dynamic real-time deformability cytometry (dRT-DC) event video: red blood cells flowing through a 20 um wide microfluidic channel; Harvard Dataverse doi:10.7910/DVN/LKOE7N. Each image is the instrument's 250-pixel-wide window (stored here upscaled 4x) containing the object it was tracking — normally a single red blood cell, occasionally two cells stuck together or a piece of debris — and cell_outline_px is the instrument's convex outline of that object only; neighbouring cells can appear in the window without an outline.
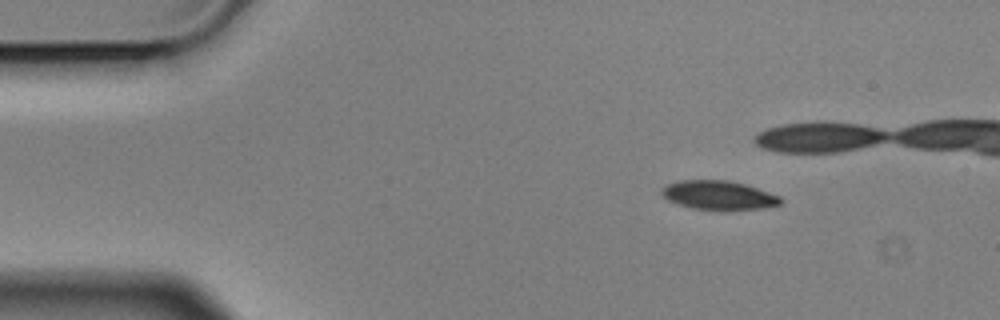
{"species": "Egyptian fruit bat (a non-hibernating species)", "species_latin": "Rousettus aegyptiacus", "temperature_condition": "cold", "stored_images_in_passage": 6, "segment_of_instrument_passage": [1, 2], "camera_frame_rate_fps": 3000, "um_per_image_px": 0.085, "animal": {"sex": "male"}, "frame": {"image": 1, "passage_image": 2, "time_ms": 0.333, "image_size_px": [1000, 320], "cell_outline_px": [[784, 200], [780, 204], [764, 208], [692, 208], [676, 204], [668, 200], [660, 192], [660, 188], [668, 184], [680, 180], [728, 180], [744, 184], [780, 196]], "centroid_in_image_um": [61.04, 16.56], "position_along_channel_um": 24.0, "area_um2": 19.54}}
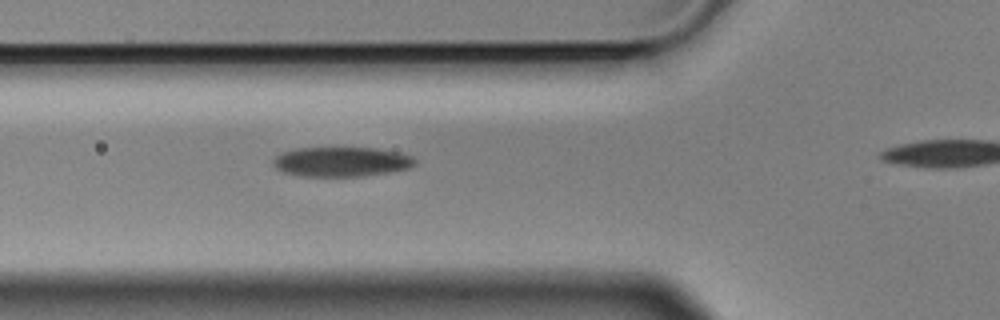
{"frame": {"image": 2, "passage_image": 5, "time_ms": 1.333, "image_size_px": [1000, 320], "cell_outline_px": [[416, 164], [408, 168], [388, 172], [360, 176], [300, 176], [284, 172], [276, 168], [272, 164], [272, 160], [276, 156], [284, 152], [296, 148], [376, 148], [400, 152], [412, 156], [416, 160]], "centroid_in_image_um": [29.02, 13.74], "position_along_channel_um": 96.8, "area_um2": 24.45}}